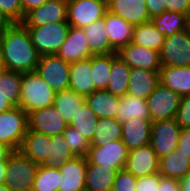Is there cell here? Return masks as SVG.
<instances>
[{
	"mask_svg": "<svg viewBox=\"0 0 190 191\" xmlns=\"http://www.w3.org/2000/svg\"><path fill=\"white\" fill-rule=\"evenodd\" d=\"M0 47L5 69L20 73L36 71L40 55L21 23H13L0 36Z\"/></svg>",
	"mask_w": 190,
	"mask_h": 191,
	"instance_id": "1",
	"label": "cell"
},
{
	"mask_svg": "<svg viewBox=\"0 0 190 191\" xmlns=\"http://www.w3.org/2000/svg\"><path fill=\"white\" fill-rule=\"evenodd\" d=\"M55 94L35 71L23 73L19 107L27 114L53 105Z\"/></svg>",
	"mask_w": 190,
	"mask_h": 191,
	"instance_id": "2",
	"label": "cell"
},
{
	"mask_svg": "<svg viewBox=\"0 0 190 191\" xmlns=\"http://www.w3.org/2000/svg\"><path fill=\"white\" fill-rule=\"evenodd\" d=\"M38 166L20 150L13 151L7 159L4 184L12 191H32Z\"/></svg>",
	"mask_w": 190,
	"mask_h": 191,
	"instance_id": "3",
	"label": "cell"
},
{
	"mask_svg": "<svg viewBox=\"0 0 190 191\" xmlns=\"http://www.w3.org/2000/svg\"><path fill=\"white\" fill-rule=\"evenodd\" d=\"M26 28L37 52L40 56H44L57 54L66 39L70 25L68 23H52Z\"/></svg>",
	"mask_w": 190,
	"mask_h": 191,
	"instance_id": "4",
	"label": "cell"
},
{
	"mask_svg": "<svg viewBox=\"0 0 190 191\" xmlns=\"http://www.w3.org/2000/svg\"><path fill=\"white\" fill-rule=\"evenodd\" d=\"M28 129L27 113L19 106L0 113V143L19 150Z\"/></svg>",
	"mask_w": 190,
	"mask_h": 191,
	"instance_id": "5",
	"label": "cell"
},
{
	"mask_svg": "<svg viewBox=\"0 0 190 191\" xmlns=\"http://www.w3.org/2000/svg\"><path fill=\"white\" fill-rule=\"evenodd\" d=\"M35 72L55 93L69 88L70 64L57 55L40 56Z\"/></svg>",
	"mask_w": 190,
	"mask_h": 191,
	"instance_id": "6",
	"label": "cell"
},
{
	"mask_svg": "<svg viewBox=\"0 0 190 191\" xmlns=\"http://www.w3.org/2000/svg\"><path fill=\"white\" fill-rule=\"evenodd\" d=\"M159 54L162 66H190V28L165 37Z\"/></svg>",
	"mask_w": 190,
	"mask_h": 191,
	"instance_id": "7",
	"label": "cell"
},
{
	"mask_svg": "<svg viewBox=\"0 0 190 191\" xmlns=\"http://www.w3.org/2000/svg\"><path fill=\"white\" fill-rule=\"evenodd\" d=\"M181 98L178 93L159 83L147 97L151 121L156 122L176 118Z\"/></svg>",
	"mask_w": 190,
	"mask_h": 191,
	"instance_id": "8",
	"label": "cell"
},
{
	"mask_svg": "<svg viewBox=\"0 0 190 191\" xmlns=\"http://www.w3.org/2000/svg\"><path fill=\"white\" fill-rule=\"evenodd\" d=\"M107 0H69L67 1V23L75 28L87 25L104 17Z\"/></svg>",
	"mask_w": 190,
	"mask_h": 191,
	"instance_id": "9",
	"label": "cell"
},
{
	"mask_svg": "<svg viewBox=\"0 0 190 191\" xmlns=\"http://www.w3.org/2000/svg\"><path fill=\"white\" fill-rule=\"evenodd\" d=\"M181 126L175 118L152 122L150 145L158 158L177 148Z\"/></svg>",
	"mask_w": 190,
	"mask_h": 191,
	"instance_id": "10",
	"label": "cell"
},
{
	"mask_svg": "<svg viewBox=\"0 0 190 191\" xmlns=\"http://www.w3.org/2000/svg\"><path fill=\"white\" fill-rule=\"evenodd\" d=\"M128 153L127 146L120 139L99 147L90 146L86 158L89 164H100L119 171L125 168Z\"/></svg>",
	"mask_w": 190,
	"mask_h": 191,
	"instance_id": "11",
	"label": "cell"
},
{
	"mask_svg": "<svg viewBox=\"0 0 190 191\" xmlns=\"http://www.w3.org/2000/svg\"><path fill=\"white\" fill-rule=\"evenodd\" d=\"M52 23H67V1L48 0L28 11L21 22L24 27H38Z\"/></svg>",
	"mask_w": 190,
	"mask_h": 191,
	"instance_id": "12",
	"label": "cell"
},
{
	"mask_svg": "<svg viewBox=\"0 0 190 191\" xmlns=\"http://www.w3.org/2000/svg\"><path fill=\"white\" fill-rule=\"evenodd\" d=\"M28 130L54 136L62 134L68 124L54 105L27 114Z\"/></svg>",
	"mask_w": 190,
	"mask_h": 191,
	"instance_id": "13",
	"label": "cell"
},
{
	"mask_svg": "<svg viewBox=\"0 0 190 191\" xmlns=\"http://www.w3.org/2000/svg\"><path fill=\"white\" fill-rule=\"evenodd\" d=\"M117 54L130 68L159 72L162 66L158 51L147 49L133 43L122 47Z\"/></svg>",
	"mask_w": 190,
	"mask_h": 191,
	"instance_id": "14",
	"label": "cell"
},
{
	"mask_svg": "<svg viewBox=\"0 0 190 191\" xmlns=\"http://www.w3.org/2000/svg\"><path fill=\"white\" fill-rule=\"evenodd\" d=\"M87 158L74 156L59 167L60 185L58 191H85Z\"/></svg>",
	"mask_w": 190,
	"mask_h": 191,
	"instance_id": "15",
	"label": "cell"
},
{
	"mask_svg": "<svg viewBox=\"0 0 190 191\" xmlns=\"http://www.w3.org/2000/svg\"><path fill=\"white\" fill-rule=\"evenodd\" d=\"M56 55L69 64L92 57L84 30L70 26L66 39Z\"/></svg>",
	"mask_w": 190,
	"mask_h": 191,
	"instance_id": "16",
	"label": "cell"
},
{
	"mask_svg": "<svg viewBox=\"0 0 190 191\" xmlns=\"http://www.w3.org/2000/svg\"><path fill=\"white\" fill-rule=\"evenodd\" d=\"M159 158L150 144L129 151L125 169L136 178L158 173Z\"/></svg>",
	"mask_w": 190,
	"mask_h": 191,
	"instance_id": "17",
	"label": "cell"
},
{
	"mask_svg": "<svg viewBox=\"0 0 190 191\" xmlns=\"http://www.w3.org/2000/svg\"><path fill=\"white\" fill-rule=\"evenodd\" d=\"M107 10L133 26L150 21L145 0H107Z\"/></svg>",
	"mask_w": 190,
	"mask_h": 191,
	"instance_id": "18",
	"label": "cell"
},
{
	"mask_svg": "<svg viewBox=\"0 0 190 191\" xmlns=\"http://www.w3.org/2000/svg\"><path fill=\"white\" fill-rule=\"evenodd\" d=\"M152 121L147 119L132 118L122 124L121 140L128 150L150 144Z\"/></svg>",
	"mask_w": 190,
	"mask_h": 191,
	"instance_id": "19",
	"label": "cell"
},
{
	"mask_svg": "<svg viewBox=\"0 0 190 191\" xmlns=\"http://www.w3.org/2000/svg\"><path fill=\"white\" fill-rule=\"evenodd\" d=\"M110 46L118 52L132 41L134 26L108 10L104 14Z\"/></svg>",
	"mask_w": 190,
	"mask_h": 191,
	"instance_id": "20",
	"label": "cell"
},
{
	"mask_svg": "<svg viewBox=\"0 0 190 191\" xmlns=\"http://www.w3.org/2000/svg\"><path fill=\"white\" fill-rule=\"evenodd\" d=\"M86 97L94 91L91 57L70 64L69 88Z\"/></svg>",
	"mask_w": 190,
	"mask_h": 191,
	"instance_id": "21",
	"label": "cell"
},
{
	"mask_svg": "<svg viewBox=\"0 0 190 191\" xmlns=\"http://www.w3.org/2000/svg\"><path fill=\"white\" fill-rule=\"evenodd\" d=\"M159 83V72L131 68L127 94L147 99Z\"/></svg>",
	"mask_w": 190,
	"mask_h": 191,
	"instance_id": "22",
	"label": "cell"
},
{
	"mask_svg": "<svg viewBox=\"0 0 190 191\" xmlns=\"http://www.w3.org/2000/svg\"><path fill=\"white\" fill-rule=\"evenodd\" d=\"M160 83L178 93L181 97L190 95V66H161Z\"/></svg>",
	"mask_w": 190,
	"mask_h": 191,
	"instance_id": "23",
	"label": "cell"
},
{
	"mask_svg": "<svg viewBox=\"0 0 190 191\" xmlns=\"http://www.w3.org/2000/svg\"><path fill=\"white\" fill-rule=\"evenodd\" d=\"M117 172L112 167L87 162L85 191H112Z\"/></svg>",
	"mask_w": 190,
	"mask_h": 191,
	"instance_id": "24",
	"label": "cell"
},
{
	"mask_svg": "<svg viewBox=\"0 0 190 191\" xmlns=\"http://www.w3.org/2000/svg\"><path fill=\"white\" fill-rule=\"evenodd\" d=\"M92 55H106L116 52L109 43L104 17L83 28Z\"/></svg>",
	"mask_w": 190,
	"mask_h": 191,
	"instance_id": "25",
	"label": "cell"
},
{
	"mask_svg": "<svg viewBox=\"0 0 190 191\" xmlns=\"http://www.w3.org/2000/svg\"><path fill=\"white\" fill-rule=\"evenodd\" d=\"M50 136L27 129L20 151L34 163L42 165L48 156Z\"/></svg>",
	"mask_w": 190,
	"mask_h": 191,
	"instance_id": "26",
	"label": "cell"
},
{
	"mask_svg": "<svg viewBox=\"0 0 190 191\" xmlns=\"http://www.w3.org/2000/svg\"><path fill=\"white\" fill-rule=\"evenodd\" d=\"M190 172V157L171 151L159 158L158 173L162 177L181 179Z\"/></svg>",
	"mask_w": 190,
	"mask_h": 191,
	"instance_id": "27",
	"label": "cell"
},
{
	"mask_svg": "<svg viewBox=\"0 0 190 191\" xmlns=\"http://www.w3.org/2000/svg\"><path fill=\"white\" fill-rule=\"evenodd\" d=\"M86 103L98 118H115L119 107V97L107 90H95L85 97Z\"/></svg>",
	"mask_w": 190,
	"mask_h": 191,
	"instance_id": "28",
	"label": "cell"
},
{
	"mask_svg": "<svg viewBox=\"0 0 190 191\" xmlns=\"http://www.w3.org/2000/svg\"><path fill=\"white\" fill-rule=\"evenodd\" d=\"M151 120L147 99L126 94L119 97V107L115 119L121 124L132 118Z\"/></svg>",
	"mask_w": 190,
	"mask_h": 191,
	"instance_id": "29",
	"label": "cell"
},
{
	"mask_svg": "<svg viewBox=\"0 0 190 191\" xmlns=\"http://www.w3.org/2000/svg\"><path fill=\"white\" fill-rule=\"evenodd\" d=\"M150 21L164 37L188 29L187 15L181 12L164 11L162 14L152 17Z\"/></svg>",
	"mask_w": 190,
	"mask_h": 191,
	"instance_id": "30",
	"label": "cell"
},
{
	"mask_svg": "<svg viewBox=\"0 0 190 191\" xmlns=\"http://www.w3.org/2000/svg\"><path fill=\"white\" fill-rule=\"evenodd\" d=\"M131 68L117 55L112 61L107 91L122 97L127 94Z\"/></svg>",
	"mask_w": 190,
	"mask_h": 191,
	"instance_id": "31",
	"label": "cell"
},
{
	"mask_svg": "<svg viewBox=\"0 0 190 191\" xmlns=\"http://www.w3.org/2000/svg\"><path fill=\"white\" fill-rule=\"evenodd\" d=\"M164 38V35L149 21L134 26L131 43L160 52Z\"/></svg>",
	"mask_w": 190,
	"mask_h": 191,
	"instance_id": "32",
	"label": "cell"
},
{
	"mask_svg": "<svg viewBox=\"0 0 190 191\" xmlns=\"http://www.w3.org/2000/svg\"><path fill=\"white\" fill-rule=\"evenodd\" d=\"M84 102V96L67 89L55 94L53 105L61 113L64 120L69 125Z\"/></svg>",
	"mask_w": 190,
	"mask_h": 191,
	"instance_id": "33",
	"label": "cell"
},
{
	"mask_svg": "<svg viewBox=\"0 0 190 191\" xmlns=\"http://www.w3.org/2000/svg\"><path fill=\"white\" fill-rule=\"evenodd\" d=\"M117 55V52H113L106 55H93L91 57L94 91L107 89L112 61Z\"/></svg>",
	"mask_w": 190,
	"mask_h": 191,
	"instance_id": "34",
	"label": "cell"
},
{
	"mask_svg": "<svg viewBox=\"0 0 190 191\" xmlns=\"http://www.w3.org/2000/svg\"><path fill=\"white\" fill-rule=\"evenodd\" d=\"M91 146L99 147L122 138V124L115 118H99Z\"/></svg>",
	"mask_w": 190,
	"mask_h": 191,
	"instance_id": "35",
	"label": "cell"
},
{
	"mask_svg": "<svg viewBox=\"0 0 190 191\" xmlns=\"http://www.w3.org/2000/svg\"><path fill=\"white\" fill-rule=\"evenodd\" d=\"M74 156L63 134H57L50 137L48 156L42 165L47 168H59Z\"/></svg>",
	"mask_w": 190,
	"mask_h": 191,
	"instance_id": "36",
	"label": "cell"
},
{
	"mask_svg": "<svg viewBox=\"0 0 190 191\" xmlns=\"http://www.w3.org/2000/svg\"><path fill=\"white\" fill-rule=\"evenodd\" d=\"M23 73L3 70L0 73V93L13 106H19Z\"/></svg>",
	"mask_w": 190,
	"mask_h": 191,
	"instance_id": "37",
	"label": "cell"
},
{
	"mask_svg": "<svg viewBox=\"0 0 190 191\" xmlns=\"http://www.w3.org/2000/svg\"><path fill=\"white\" fill-rule=\"evenodd\" d=\"M97 115L92 111L86 101L82 104L73 121L69 124L78 130L90 142L95 137V128L98 122Z\"/></svg>",
	"mask_w": 190,
	"mask_h": 191,
	"instance_id": "38",
	"label": "cell"
},
{
	"mask_svg": "<svg viewBox=\"0 0 190 191\" xmlns=\"http://www.w3.org/2000/svg\"><path fill=\"white\" fill-rule=\"evenodd\" d=\"M60 176L59 168H47L39 165L32 191H58Z\"/></svg>",
	"mask_w": 190,
	"mask_h": 191,
	"instance_id": "39",
	"label": "cell"
},
{
	"mask_svg": "<svg viewBox=\"0 0 190 191\" xmlns=\"http://www.w3.org/2000/svg\"><path fill=\"white\" fill-rule=\"evenodd\" d=\"M64 139L75 156L87 157L91 142L78 130L68 125L63 131Z\"/></svg>",
	"mask_w": 190,
	"mask_h": 191,
	"instance_id": "40",
	"label": "cell"
},
{
	"mask_svg": "<svg viewBox=\"0 0 190 191\" xmlns=\"http://www.w3.org/2000/svg\"><path fill=\"white\" fill-rule=\"evenodd\" d=\"M137 178L125 168L117 172L112 191H135Z\"/></svg>",
	"mask_w": 190,
	"mask_h": 191,
	"instance_id": "41",
	"label": "cell"
},
{
	"mask_svg": "<svg viewBox=\"0 0 190 191\" xmlns=\"http://www.w3.org/2000/svg\"><path fill=\"white\" fill-rule=\"evenodd\" d=\"M0 10L13 23H21L23 20V8L20 0H0Z\"/></svg>",
	"mask_w": 190,
	"mask_h": 191,
	"instance_id": "42",
	"label": "cell"
},
{
	"mask_svg": "<svg viewBox=\"0 0 190 191\" xmlns=\"http://www.w3.org/2000/svg\"><path fill=\"white\" fill-rule=\"evenodd\" d=\"M175 119L181 128H190V95L181 98Z\"/></svg>",
	"mask_w": 190,
	"mask_h": 191,
	"instance_id": "43",
	"label": "cell"
},
{
	"mask_svg": "<svg viewBox=\"0 0 190 191\" xmlns=\"http://www.w3.org/2000/svg\"><path fill=\"white\" fill-rule=\"evenodd\" d=\"M159 188V173L137 178L135 191H157Z\"/></svg>",
	"mask_w": 190,
	"mask_h": 191,
	"instance_id": "44",
	"label": "cell"
},
{
	"mask_svg": "<svg viewBox=\"0 0 190 191\" xmlns=\"http://www.w3.org/2000/svg\"><path fill=\"white\" fill-rule=\"evenodd\" d=\"M175 150L178 153L190 157V128H181V132L177 142V148Z\"/></svg>",
	"mask_w": 190,
	"mask_h": 191,
	"instance_id": "45",
	"label": "cell"
},
{
	"mask_svg": "<svg viewBox=\"0 0 190 191\" xmlns=\"http://www.w3.org/2000/svg\"><path fill=\"white\" fill-rule=\"evenodd\" d=\"M166 11L181 12L188 16L190 0H164Z\"/></svg>",
	"mask_w": 190,
	"mask_h": 191,
	"instance_id": "46",
	"label": "cell"
},
{
	"mask_svg": "<svg viewBox=\"0 0 190 191\" xmlns=\"http://www.w3.org/2000/svg\"><path fill=\"white\" fill-rule=\"evenodd\" d=\"M150 18L166 11L164 0H145Z\"/></svg>",
	"mask_w": 190,
	"mask_h": 191,
	"instance_id": "47",
	"label": "cell"
},
{
	"mask_svg": "<svg viewBox=\"0 0 190 191\" xmlns=\"http://www.w3.org/2000/svg\"><path fill=\"white\" fill-rule=\"evenodd\" d=\"M157 191H180L179 180L175 178L162 177L159 174V188Z\"/></svg>",
	"mask_w": 190,
	"mask_h": 191,
	"instance_id": "48",
	"label": "cell"
},
{
	"mask_svg": "<svg viewBox=\"0 0 190 191\" xmlns=\"http://www.w3.org/2000/svg\"><path fill=\"white\" fill-rule=\"evenodd\" d=\"M47 1L48 0H20L23 8V18L28 11L42 6Z\"/></svg>",
	"mask_w": 190,
	"mask_h": 191,
	"instance_id": "49",
	"label": "cell"
},
{
	"mask_svg": "<svg viewBox=\"0 0 190 191\" xmlns=\"http://www.w3.org/2000/svg\"><path fill=\"white\" fill-rule=\"evenodd\" d=\"M13 24L5 14L0 10V36Z\"/></svg>",
	"mask_w": 190,
	"mask_h": 191,
	"instance_id": "50",
	"label": "cell"
},
{
	"mask_svg": "<svg viewBox=\"0 0 190 191\" xmlns=\"http://www.w3.org/2000/svg\"><path fill=\"white\" fill-rule=\"evenodd\" d=\"M12 152L13 150L9 146L0 143V161H7Z\"/></svg>",
	"mask_w": 190,
	"mask_h": 191,
	"instance_id": "51",
	"label": "cell"
},
{
	"mask_svg": "<svg viewBox=\"0 0 190 191\" xmlns=\"http://www.w3.org/2000/svg\"><path fill=\"white\" fill-rule=\"evenodd\" d=\"M180 191H190V172L184 177L179 179Z\"/></svg>",
	"mask_w": 190,
	"mask_h": 191,
	"instance_id": "52",
	"label": "cell"
},
{
	"mask_svg": "<svg viewBox=\"0 0 190 191\" xmlns=\"http://www.w3.org/2000/svg\"><path fill=\"white\" fill-rule=\"evenodd\" d=\"M13 106L6 100V98L0 93V113L8 111Z\"/></svg>",
	"mask_w": 190,
	"mask_h": 191,
	"instance_id": "53",
	"label": "cell"
},
{
	"mask_svg": "<svg viewBox=\"0 0 190 191\" xmlns=\"http://www.w3.org/2000/svg\"><path fill=\"white\" fill-rule=\"evenodd\" d=\"M7 161H0V185L5 182V171H6Z\"/></svg>",
	"mask_w": 190,
	"mask_h": 191,
	"instance_id": "54",
	"label": "cell"
},
{
	"mask_svg": "<svg viewBox=\"0 0 190 191\" xmlns=\"http://www.w3.org/2000/svg\"><path fill=\"white\" fill-rule=\"evenodd\" d=\"M3 70H5V66H4V63H3L2 50H1V47H0V73Z\"/></svg>",
	"mask_w": 190,
	"mask_h": 191,
	"instance_id": "55",
	"label": "cell"
},
{
	"mask_svg": "<svg viewBox=\"0 0 190 191\" xmlns=\"http://www.w3.org/2000/svg\"><path fill=\"white\" fill-rule=\"evenodd\" d=\"M0 191H12L9 187L5 184L0 185Z\"/></svg>",
	"mask_w": 190,
	"mask_h": 191,
	"instance_id": "56",
	"label": "cell"
},
{
	"mask_svg": "<svg viewBox=\"0 0 190 191\" xmlns=\"http://www.w3.org/2000/svg\"><path fill=\"white\" fill-rule=\"evenodd\" d=\"M187 19H188V28H190V12H189V14L187 16Z\"/></svg>",
	"mask_w": 190,
	"mask_h": 191,
	"instance_id": "57",
	"label": "cell"
}]
</instances>
